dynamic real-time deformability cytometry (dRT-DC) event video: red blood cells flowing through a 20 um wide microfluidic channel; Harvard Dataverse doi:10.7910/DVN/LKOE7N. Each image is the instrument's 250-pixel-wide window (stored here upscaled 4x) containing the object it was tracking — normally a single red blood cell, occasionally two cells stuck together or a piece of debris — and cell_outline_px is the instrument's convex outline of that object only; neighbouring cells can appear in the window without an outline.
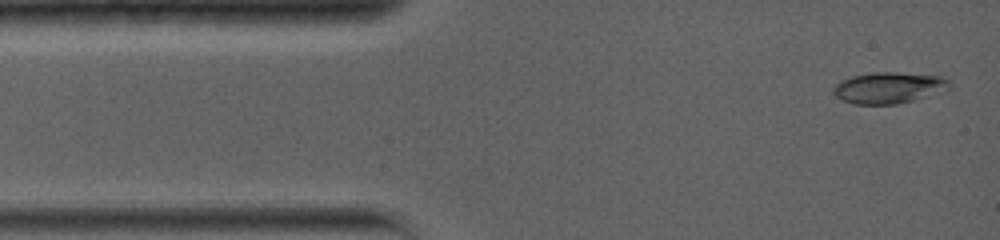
{"species": "common noctule bat (a hibernating species)", "species_latin": "Nyctalus noctula", "temperature_condition": "warm", "stored_images_in_passage": 23, "camera_frame_rate_fps": 5000, "um_per_image_px": 0.085, "animal": {"sex": "female", "body_mass_g": 19.0, "forearm_length_mm": 56.7}, "frame": {"image": 1, "passage_image": 1, "time_ms": 0.0, "image_size_px": [1000, 240], "cell_outline_px": [[948, 88], [912, 100], [896, 104], [856, 104], [840, 100], [832, 92], [832, 88], [840, 80], [852, 76], [876, 72], [896, 72], [944, 76], [948, 80]], "centroid_in_image_um": [75.46, 7.45], "position_along_channel_um": 9.5, "area_um2": 20.87}}
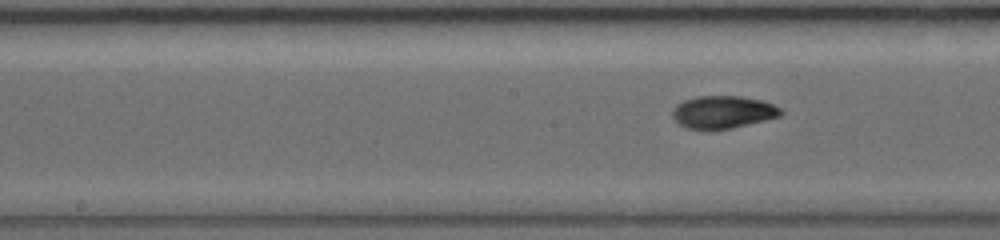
{"frame": {"image": 2, "passage_image": 14, "time_ms": 6.4, "image_size_px": [1000, 240], "cell_outline_px": [[784, 112], [780, 116], [732, 128], [704, 132], [688, 128], [680, 124], [672, 116], [672, 108], [676, 104], [684, 100], [696, 96], [740, 96], [760, 100], [772, 104], [780, 108]], "centroid_in_image_um": [61.4, 9.55], "position_along_channel_um": 186.8, "area_um2": 20.87}}
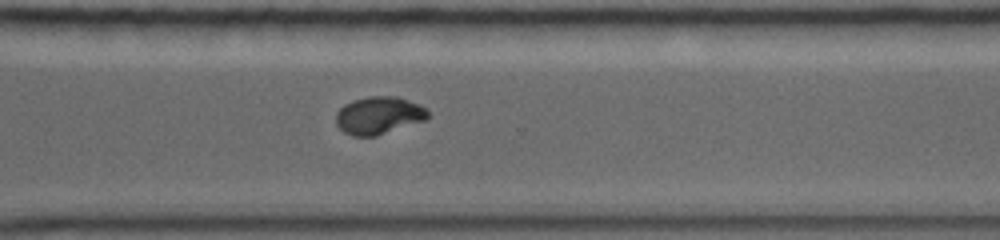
{"frame": {"image": 3, "passage_image": 23, "time_ms": 10.4, "image_size_px": [1000, 240], "cell_outline_px": [[428, 116], [424, 120], [376, 136], [352, 136], [344, 132], [336, 124], [336, 112], [344, 104], [352, 100], [368, 96], [396, 96], [420, 104], [428, 112]], "centroid_in_image_um": [32.15, 9.8], "position_along_channel_um": 338.4, "area_um2": 20.06}}